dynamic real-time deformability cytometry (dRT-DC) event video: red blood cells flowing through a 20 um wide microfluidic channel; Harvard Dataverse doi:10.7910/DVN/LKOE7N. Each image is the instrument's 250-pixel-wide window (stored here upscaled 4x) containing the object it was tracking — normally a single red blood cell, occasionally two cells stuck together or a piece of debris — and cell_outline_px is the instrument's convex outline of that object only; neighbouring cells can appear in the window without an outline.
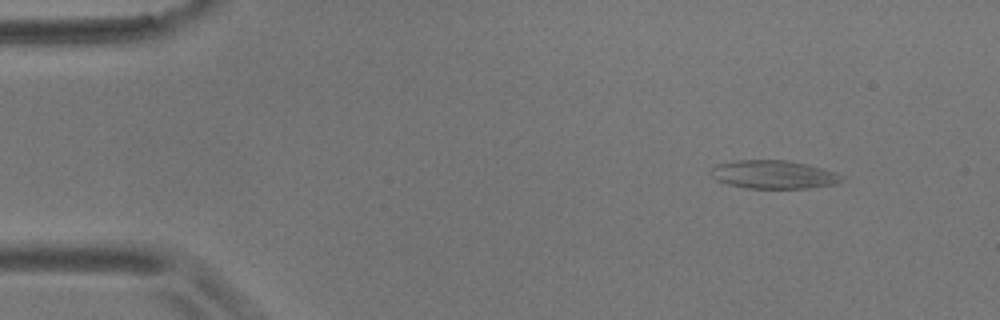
{"species": "common noctule bat (a hibernating species)", "species_latin": "Nyctalus noctula", "temperature_condition": "room temperature", "stored_images_in_passage": 4, "camera_frame_rate_fps": 3000, "um_per_image_px": 0.085, "animal": {"sex": "male", "body_mass_g": 17.9}, "frame": {"image": 1, "passage_image": 1, "time_ms": 0.0, "image_size_px": [1000, 320], "cell_outline_px": [[844, 180], [836, 184], [808, 188], [748, 188], [728, 184], [716, 180], [712, 176], [712, 168], [716, 164], [736, 160], [788, 160], [836, 172], [844, 176]], "centroid_in_image_um": [65.77, 14.83], "position_along_channel_um": 19.2, "area_um2": 21.5}}
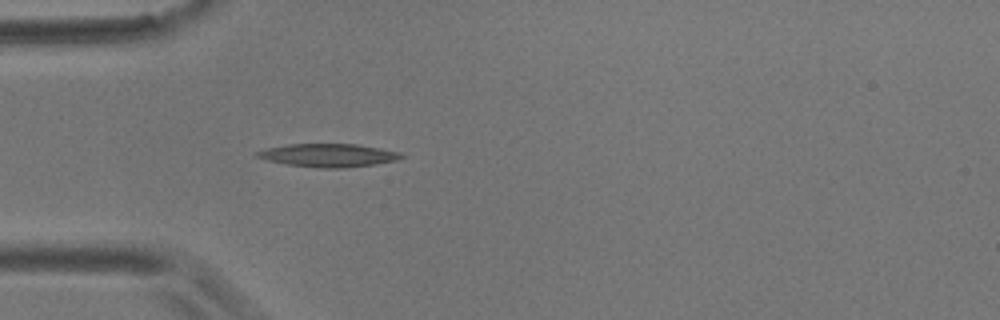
{"frame": {"image": 2, "passage_image": 4, "time_ms": 3.333, "image_size_px": [1000, 320], "cell_outline_px": [[404, 156], [396, 160], [376, 164], [344, 168], [320, 168], [284, 164], [268, 160], [256, 156], [252, 152], [268, 148], [288, 144], [356, 144], [380, 148], [400, 152]], "centroid_in_image_um": [27.89, 13.2], "position_along_channel_um": 57.1, "area_um2": 19.48}}